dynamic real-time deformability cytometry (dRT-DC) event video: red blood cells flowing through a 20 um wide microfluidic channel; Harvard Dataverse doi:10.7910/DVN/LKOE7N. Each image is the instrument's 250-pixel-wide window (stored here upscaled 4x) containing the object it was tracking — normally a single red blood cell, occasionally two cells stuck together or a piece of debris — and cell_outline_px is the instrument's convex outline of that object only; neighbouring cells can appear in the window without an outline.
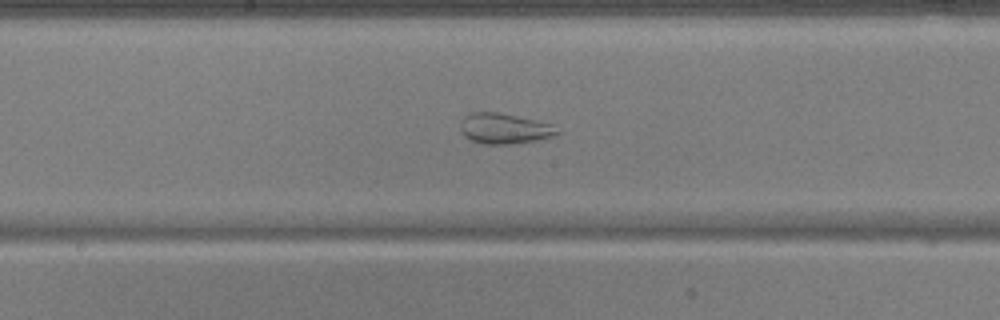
{"species": "common noctule bat (a hibernating species)", "species_latin": "Nyctalus noctula", "temperature_condition": "warm", "stored_images_in_passage": 54, "camera_frame_rate_fps": 3000, "um_per_image_px": 0.085, "animal": {"sex": "male", "body_mass_g": 17.9, "forearm_length_mm": 54.2}, "frame": {"image": 1, "passage_image": 29, "time_ms": 9.333, "image_size_px": [1000, 320], "cell_outline_px": [[564, 132], [556, 136], [536, 140], [512, 144], [484, 144], [472, 140], [464, 136], [460, 128], [460, 120], [464, 116], [472, 112], [496, 112], [536, 120], [552, 124]], "centroid_in_image_um": [42.91, 10.93], "position_along_channel_um": 205.3, "area_um2": 17.4}}
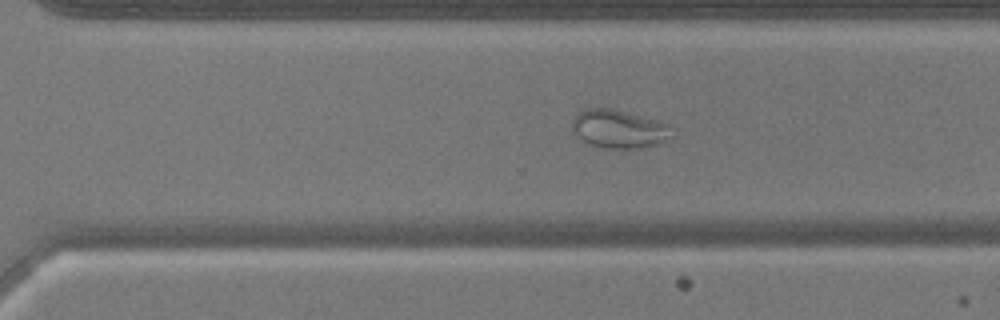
{"frame": {"image": 2, "passage_image": 38, "time_ms": 12.333, "image_size_px": [1000, 320], "cell_outline_px": [[676, 136], [672, 140], [640, 148], [600, 148], [584, 144], [580, 140], [572, 128], [572, 120], [580, 112], [588, 108], [608, 108], [656, 120], [676, 128]], "centroid_in_image_um": [52.67, 11.0], "position_along_channel_um": 317.9, "area_um2": 22.66}}
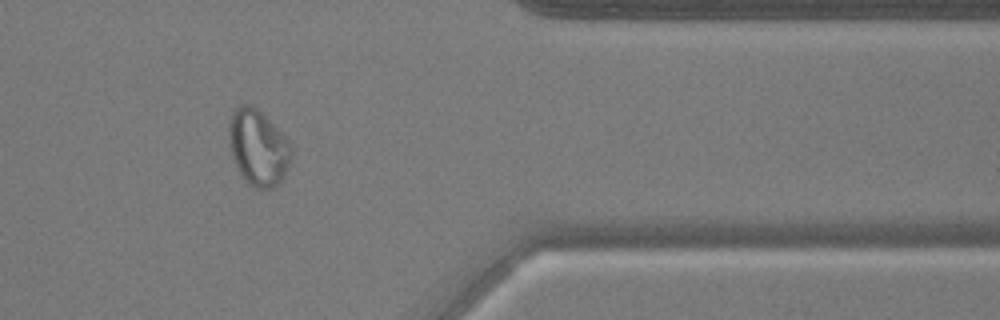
{"frame": {"image": 3, "passage_image": 45, "time_ms": 14.667, "image_size_px": [1000, 320], "cell_outline_px": [[292, 152], [288, 168], [284, 176], [276, 188], [256, 188], [244, 180], [232, 156], [228, 144], [228, 120], [232, 112], [240, 104], [248, 104], [256, 108], [284, 136], [292, 148]], "centroid_in_image_um": [21.91, 12.55], "position_along_channel_um": 389.5, "area_um2": 27.51}}